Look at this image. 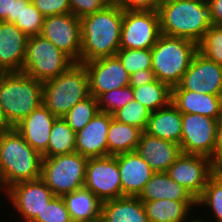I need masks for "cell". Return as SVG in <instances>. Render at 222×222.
<instances>
[{"instance_id":"cell-14","label":"cell","mask_w":222,"mask_h":222,"mask_svg":"<svg viewBox=\"0 0 222 222\" xmlns=\"http://www.w3.org/2000/svg\"><path fill=\"white\" fill-rule=\"evenodd\" d=\"M54 196L39 178L14 184L8 188L7 199L23 222H32Z\"/></svg>"},{"instance_id":"cell-1","label":"cell","mask_w":222,"mask_h":222,"mask_svg":"<svg viewBox=\"0 0 222 222\" xmlns=\"http://www.w3.org/2000/svg\"><path fill=\"white\" fill-rule=\"evenodd\" d=\"M122 21L123 9L108 6L80 18V63L115 56L120 49Z\"/></svg>"},{"instance_id":"cell-3","label":"cell","mask_w":222,"mask_h":222,"mask_svg":"<svg viewBox=\"0 0 222 222\" xmlns=\"http://www.w3.org/2000/svg\"><path fill=\"white\" fill-rule=\"evenodd\" d=\"M43 82L22 72L0 74V112L8 127H15L42 104Z\"/></svg>"},{"instance_id":"cell-31","label":"cell","mask_w":222,"mask_h":222,"mask_svg":"<svg viewBox=\"0 0 222 222\" xmlns=\"http://www.w3.org/2000/svg\"><path fill=\"white\" fill-rule=\"evenodd\" d=\"M99 111L98 100L90 95L83 101L75 104L62 118L72 130L77 133L83 129Z\"/></svg>"},{"instance_id":"cell-44","label":"cell","mask_w":222,"mask_h":222,"mask_svg":"<svg viewBox=\"0 0 222 222\" xmlns=\"http://www.w3.org/2000/svg\"><path fill=\"white\" fill-rule=\"evenodd\" d=\"M212 25L222 26V0H207Z\"/></svg>"},{"instance_id":"cell-43","label":"cell","mask_w":222,"mask_h":222,"mask_svg":"<svg viewBox=\"0 0 222 222\" xmlns=\"http://www.w3.org/2000/svg\"><path fill=\"white\" fill-rule=\"evenodd\" d=\"M156 80L155 73L152 69H144L130 75L131 87H139L145 84H150Z\"/></svg>"},{"instance_id":"cell-50","label":"cell","mask_w":222,"mask_h":222,"mask_svg":"<svg viewBox=\"0 0 222 222\" xmlns=\"http://www.w3.org/2000/svg\"><path fill=\"white\" fill-rule=\"evenodd\" d=\"M207 221H208L207 219H206V221H205V220H203V218H202V219H200V218L198 219V218H197V219H195V220L192 219V221H191V218H190V221L187 220L186 222H207Z\"/></svg>"},{"instance_id":"cell-26","label":"cell","mask_w":222,"mask_h":222,"mask_svg":"<svg viewBox=\"0 0 222 222\" xmlns=\"http://www.w3.org/2000/svg\"><path fill=\"white\" fill-rule=\"evenodd\" d=\"M141 201L169 199L197 201L187 189L169 177L166 172H155L138 196Z\"/></svg>"},{"instance_id":"cell-2","label":"cell","mask_w":222,"mask_h":222,"mask_svg":"<svg viewBox=\"0 0 222 222\" xmlns=\"http://www.w3.org/2000/svg\"><path fill=\"white\" fill-rule=\"evenodd\" d=\"M157 11L161 34L184 38L197 45L212 26L207 0L161 1Z\"/></svg>"},{"instance_id":"cell-20","label":"cell","mask_w":222,"mask_h":222,"mask_svg":"<svg viewBox=\"0 0 222 222\" xmlns=\"http://www.w3.org/2000/svg\"><path fill=\"white\" fill-rule=\"evenodd\" d=\"M56 118L41 104L14 128L34 150L43 156L47 152L51 128Z\"/></svg>"},{"instance_id":"cell-4","label":"cell","mask_w":222,"mask_h":222,"mask_svg":"<svg viewBox=\"0 0 222 222\" xmlns=\"http://www.w3.org/2000/svg\"><path fill=\"white\" fill-rule=\"evenodd\" d=\"M43 156L14 128L0 133V170L7 188L40 178Z\"/></svg>"},{"instance_id":"cell-11","label":"cell","mask_w":222,"mask_h":222,"mask_svg":"<svg viewBox=\"0 0 222 222\" xmlns=\"http://www.w3.org/2000/svg\"><path fill=\"white\" fill-rule=\"evenodd\" d=\"M217 120L198 114L182 113V153L208 156L214 164Z\"/></svg>"},{"instance_id":"cell-48","label":"cell","mask_w":222,"mask_h":222,"mask_svg":"<svg viewBox=\"0 0 222 222\" xmlns=\"http://www.w3.org/2000/svg\"><path fill=\"white\" fill-rule=\"evenodd\" d=\"M0 190H2V192H4L3 194L6 197L7 194H8V188H7V186H6L5 182H4L1 170H0Z\"/></svg>"},{"instance_id":"cell-24","label":"cell","mask_w":222,"mask_h":222,"mask_svg":"<svg viewBox=\"0 0 222 222\" xmlns=\"http://www.w3.org/2000/svg\"><path fill=\"white\" fill-rule=\"evenodd\" d=\"M100 222H149L142 201L124 196L102 202Z\"/></svg>"},{"instance_id":"cell-19","label":"cell","mask_w":222,"mask_h":222,"mask_svg":"<svg viewBox=\"0 0 222 222\" xmlns=\"http://www.w3.org/2000/svg\"><path fill=\"white\" fill-rule=\"evenodd\" d=\"M116 159L120 171L122 197H138L155 171L136 151L118 154Z\"/></svg>"},{"instance_id":"cell-34","label":"cell","mask_w":222,"mask_h":222,"mask_svg":"<svg viewBox=\"0 0 222 222\" xmlns=\"http://www.w3.org/2000/svg\"><path fill=\"white\" fill-rule=\"evenodd\" d=\"M115 56L129 75L144 69H152L151 49H119Z\"/></svg>"},{"instance_id":"cell-22","label":"cell","mask_w":222,"mask_h":222,"mask_svg":"<svg viewBox=\"0 0 222 222\" xmlns=\"http://www.w3.org/2000/svg\"><path fill=\"white\" fill-rule=\"evenodd\" d=\"M171 102L181 113L218 119L222 114V95L202 94L190 90H172Z\"/></svg>"},{"instance_id":"cell-47","label":"cell","mask_w":222,"mask_h":222,"mask_svg":"<svg viewBox=\"0 0 222 222\" xmlns=\"http://www.w3.org/2000/svg\"><path fill=\"white\" fill-rule=\"evenodd\" d=\"M121 0H101V2L108 7H119Z\"/></svg>"},{"instance_id":"cell-17","label":"cell","mask_w":222,"mask_h":222,"mask_svg":"<svg viewBox=\"0 0 222 222\" xmlns=\"http://www.w3.org/2000/svg\"><path fill=\"white\" fill-rule=\"evenodd\" d=\"M113 115L99 111L76 133L75 149L87 158L108 156L107 134Z\"/></svg>"},{"instance_id":"cell-5","label":"cell","mask_w":222,"mask_h":222,"mask_svg":"<svg viewBox=\"0 0 222 222\" xmlns=\"http://www.w3.org/2000/svg\"><path fill=\"white\" fill-rule=\"evenodd\" d=\"M89 96V76L85 65L80 62L43 82L42 104L56 117H63L75 104Z\"/></svg>"},{"instance_id":"cell-40","label":"cell","mask_w":222,"mask_h":222,"mask_svg":"<svg viewBox=\"0 0 222 222\" xmlns=\"http://www.w3.org/2000/svg\"><path fill=\"white\" fill-rule=\"evenodd\" d=\"M69 5L71 13L78 18L100 11L106 7L101 0H69Z\"/></svg>"},{"instance_id":"cell-46","label":"cell","mask_w":222,"mask_h":222,"mask_svg":"<svg viewBox=\"0 0 222 222\" xmlns=\"http://www.w3.org/2000/svg\"><path fill=\"white\" fill-rule=\"evenodd\" d=\"M214 174L222 180V157L214 164Z\"/></svg>"},{"instance_id":"cell-25","label":"cell","mask_w":222,"mask_h":222,"mask_svg":"<svg viewBox=\"0 0 222 222\" xmlns=\"http://www.w3.org/2000/svg\"><path fill=\"white\" fill-rule=\"evenodd\" d=\"M62 199L73 222H100L102 201L86 187L65 194Z\"/></svg>"},{"instance_id":"cell-29","label":"cell","mask_w":222,"mask_h":222,"mask_svg":"<svg viewBox=\"0 0 222 222\" xmlns=\"http://www.w3.org/2000/svg\"><path fill=\"white\" fill-rule=\"evenodd\" d=\"M132 91L134 100L150 112L166 107L172 99V89L157 79L150 84L132 87Z\"/></svg>"},{"instance_id":"cell-8","label":"cell","mask_w":222,"mask_h":222,"mask_svg":"<svg viewBox=\"0 0 222 222\" xmlns=\"http://www.w3.org/2000/svg\"><path fill=\"white\" fill-rule=\"evenodd\" d=\"M73 63L69 56L38 34L29 37L22 73L44 82L64 73Z\"/></svg>"},{"instance_id":"cell-41","label":"cell","mask_w":222,"mask_h":222,"mask_svg":"<svg viewBox=\"0 0 222 222\" xmlns=\"http://www.w3.org/2000/svg\"><path fill=\"white\" fill-rule=\"evenodd\" d=\"M22 13V0H0V21L14 23Z\"/></svg>"},{"instance_id":"cell-27","label":"cell","mask_w":222,"mask_h":222,"mask_svg":"<svg viewBox=\"0 0 222 222\" xmlns=\"http://www.w3.org/2000/svg\"><path fill=\"white\" fill-rule=\"evenodd\" d=\"M149 222H186L197 201L159 199L142 201Z\"/></svg>"},{"instance_id":"cell-33","label":"cell","mask_w":222,"mask_h":222,"mask_svg":"<svg viewBox=\"0 0 222 222\" xmlns=\"http://www.w3.org/2000/svg\"><path fill=\"white\" fill-rule=\"evenodd\" d=\"M44 16L31 0H22V13L14 24L29 38L41 34Z\"/></svg>"},{"instance_id":"cell-30","label":"cell","mask_w":222,"mask_h":222,"mask_svg":"<svg viewBox=\"0 0 222 222\" xmlns=\"http://www.w3.org/2000/svg\"><path fill=\"white\" fill-rule=\"evenodd\" d=\"M76 132L62 117H57L52 125L47 152L43 157H54L76 152Z\"/></svg>"},{"instance_id":"cell-10","label":"cell","mask_w":222,"mask_h":222,"mask_svg":"<svg viewBox=\"0 0 222 222\" xmlns=\"http://www.w3.org/2000/svg\"><path fill=\"white\" fill-rule=\"evenodd\" d=\"M102 202L122 197V184L116 155L88 158L85 184Z\"/></svg>"},{"instance_id":"cell-16","label":"cell","mask_w":222,"mask_h":222,"mask_svg":"<svg viewBox=\"0 0 222 222\" xmlns=\"http://www.w3.org/2000/svg\"><path fill=\"white\" fill-rule=\"evenodd\" d=\"M83 64L89 76L90 95L96 99L103 93L129 86L130 75L116 56Z\"/></svg>"},{"instance_id":"cell-37","label":"cell","mask_w":222,"mask_h":222,"mask_svg":"<svg viewBox=\"0 0 222 222\" xmlns=\"http://www.w3.org/2000/svg\"><path fill=\"white\" fill-rule=\"evenodd\" d=\"M99 110L113 115L116 111L134 100L132 87L126 86L101 94L98 98Z\"/></svg>"},{"instance_id":"cell-28","label":"cell","mask_w":222,"mask_h":222,"mask_svg":"<svg viewBox=\"0 0 222 222\" xmlns=\"http://www.w3.org/2000/svg\"><path fill=\"white\" fill-rule=\"evenodd\" d=\"M142 132L135 126L112 118L107 134L108 156L135 151Z\"/></svg>"},{"instance_id":"cell-21","label":"cell","mask_w":222,"mask_h":222,"mask_svg":"<svg viewBox=\"0 0 222 222\" xmlns=\"http://www.w3.org/2000/svg\"><path fill=\"white\" fill-rule=\"evenodd\" d=\"M135 151L155 172H166L182 154L180 144L151 136L144 131Z\"/></svg>"},{"instance_id":"cell-32","label":"cell","mask_w":222,"mask_h":222,"mask_svg":"<svg viewBox=\"0 0 222 222\" xmlns=\"http://www.w3.org/2000/svg\"><path fill=\"white\" fill-rule=\"evenodd\" d=\"M198 205L208 207L215 222H222V180L216 174L209 178L202 195L197 199Z\"/></svg>"},{"instance_id":"cell-23","label":"cell","mask_w":222,"mask_h":222,"mask_svg":"<svg viewBox=\"0 0 222 222\" xmlns=\"http://www.w3.org/2000/svg\"><path fill=\"white\" fill-rule=\"evenodd\" d=\"M144 132L151 136L180 144L182 113L170 102L166 107L150 113Z\"/></svg>"},{"instance_id":"cell-9","label":"cell","mask_w":222,"mask_h":222,"mask_svg":"<svg viewBox=\"0 0 222 222\" xmlns=\"http://www.w3.org/2000/svg\"><path fill=\"white\" fill-rule=\"evenodd\" d=\"M161 35L158 11H124L120 49H151Z\"/></svg>"},{"instance_id":"cell-51","label":"cell","mask_w":222,"mask_h":222,"mask_svg":"<svg viewBox=\"0 0 222 222\" xmlns=\"http://www.w3.org/2000/svg\"><path fill=\"white\" fill-rule=\"evenodd\" d=\"M161 1H177V0H161Z\"/></svg>"},{"instance_id":"cell-35","label":"cell","mask_w":222,"mask_h":222,"mask_svg":"<svg viewBox=\"0 0 222 222\" xmlns=\"http://www.w3.org/2000/svg\"><path fill=\"white\" fill-rule=\"evenodd\" d=\"M150 113L151 112L146 107L133 100L116 111L113 114V118L118 122L135 126L144 131L146 129Z\"/></svg>"},{"instance_id":"cell-18","label":"cell","mask_w":222,"mask_h":222,"mask_svg":"<svg viewBox=\"0 0 222 222\" xmlns=\"http://www.w3.org/2000/svg\"><path fill=\"white\" fill-rule=\"evenodd\" d=\"M28 37L14 24L0 21V72H21Z\"/></svg>"},{"instance_id":"cell-7","label":"cell","mask_w":222,"mask_h":222,"mask_svg":"<svg viewBox=\"0 0 222 222\" xmlns=\"http://www.w3.org/2000/svg\"><path fill=\"white\" fill-rule=\"evenodd\" d=\"M87 160L77 152L43 157L40 179L55 196L62 197L84 187Z\"/></svg>"},{"instance_id":"cell-49","label":"cell","mask_w":222,"mask_h":222,"mask_svg":"<svg viewBox=\"0 0 222 222\" xmlns=\"http://www.w3.org/2000/svg\"><path fill=\"white\" fill-rule=\"evenodd\" d=\"M7 128H9V127L6 125L4 119L1 115V112H0V130L2 131V130H5Z\"/></svg>"},{"instance_id":"cell-15","label":"cell","mask_w":222,"mask_h":222,"mask_svg":"<svg viewBox=\"0 0 222 222\" xmlns=\"http://www.w3.org/2000/svg\"><path fill=\"white\" fill-rule=\"evenodd\" d=\"M172 90H190L202 94L222 95V65L208 60L199 51L178 86Z\"/></svg>"},{"instance_id":"cell-42","label":"cell","mask_w":222,"mask_h":222,"mask_svg":"<svg viewBox=\"0 0 222 222\" xmlns=\"http://www.w3.org/2000/svg\"><path fill=\"white\" fill-rule=\"evenodd\" d=\"M161 0H121L120 6L124 11H155Z\"/></svg>"},{"instance_id":"cell-38","label":"cell","mask_w":222,"mask_h":222,"mask_svg":"<svg viewBox=\"0 0 222 222\" xmlns=\"http://www.w3.org/2000/svg\"><path fill=\"white\" fill-rule=\"evenodd\" d=\"M32 222H73L62 197L54 196Z\"/></svg>"},{"instance_id":"cell-12","label":"cell","mask_w":222,"mask_h":222,"mask_svg":"<svg viewBox=\"0 0 222 222\" xmlns=\"http://www.w3.org/2000/svg\"><path fill=\"white\" fill-rule=\"evenodd\" d=\"M166 173L197 200L214 174V164L208 156L182 153Z\"/></svg>"},{"instance_id":"cell-39","label":"cell","mask_w":222,"mask_h":222,"mask_svg":"<svg viewBox=\"0 0 222 222\" xmlns=\"http://www.w3.org/2000/svg\"><path fill=\"white\" fill-rule=\"evenodd\" d=\"M31 1L44 17L71 13L69 0H31Z\"/></svg>"},{"instance_id":"cell-6","label":"cell","mask_w":222,"mask_h":222,"mask_svg":"<svg viewBox=\"0 0 222 222\" xmlns=\"http://www.w3.org/2000/svg\"><path fill=\"white\" fill-rule=\"evenodd\" d=\"M197 52L195 42L161 34L151 48L152 70L156 79L171 89L178 86Z\"/></svg>"},{"instance_id":"cell-36","label":"cell","mask_w":222,"mask_h":222,"mask_svg":"<svg viewBox=\"0 0 222 222\" xmlns=\"http://www.w3.org/2000/svg\"><path fill=\"white\" fill-rule=\"evenodd\" d=\"M198 51L208 60L222 65V26L209 28L198 44Z\"/></svg>"},{"instance_id":"cell-13","label":"cell","mask_w":222,"mask_h":222,"mask_svg":"<svg viewBox=\"0 0 222 222\" xmlns=\"http://www.w3.org/2000/svg\"><path fill=\"white\" fill-rule=\"evenodd\" d=\"M41 35L74 62H80L81 24L72 13L44 17Z\"/></svg>"},{"instance_id":"cell-45","label":"cell","mask_w":222,"mask_h":222,"mask_svg":"<svg viewBox=\"0 0 222 222\" xmlns=\"http://www.w3.org/2000/svg\"><path fill=\"white\" fill-rule=\"evenodd\" d=\"M222 157V114L217 119L216 145L214 149V164Z\"/></svg>"}]
</instances>
